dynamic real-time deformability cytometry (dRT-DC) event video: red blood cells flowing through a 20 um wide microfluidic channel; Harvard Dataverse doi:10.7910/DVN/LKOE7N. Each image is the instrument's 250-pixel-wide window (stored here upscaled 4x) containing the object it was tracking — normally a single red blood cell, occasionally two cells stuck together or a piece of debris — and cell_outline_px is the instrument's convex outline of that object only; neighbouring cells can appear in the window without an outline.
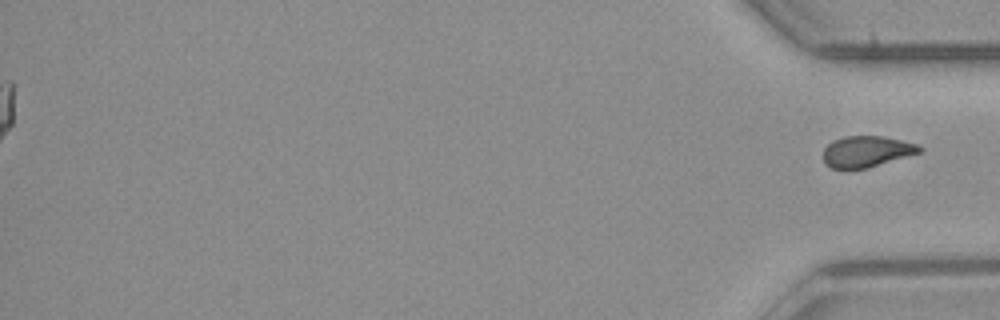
{"species": "common noctule bat (a hibernating species)", "species_latin": "Nyctalus noctula", "temperature_condition": "room temperature", "stored_images_in_passage": 41, "segment_of_instrument_passage": [2, 2], "camera_frame_rate_fps": 3000, "um_per_image_px": 0.085, "animal": {"sex": "male", "body_mass_g": 23.1, "forearm_length_mm": 52.7}, "frame": {"image": 1, "passage_image": 41, "time_ms": 13.333, "image_size_px": [1000, 320], "cell_outline_px": [[924, 148], [920, 152], [868, 168], [832, 168], [824, 164], [824, 148], [832, 140], [844, 136], [884, 136], [920, 144]], "centroid_in_image_um": [73.67, 12.86], "position_along_channel_um": 361.5, "area_um2": 17.51}}